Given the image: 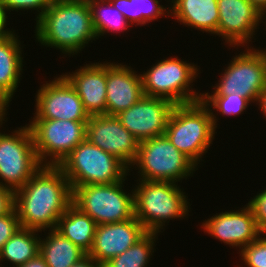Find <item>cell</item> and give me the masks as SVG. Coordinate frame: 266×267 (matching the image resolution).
<instances>
[{
    "label": "cell",
    "mask_w": 266,
    "mask_h": 267,
    "mask_svg": "<svg viewBox=\"0 0 266 267\" xmlns=\"http://www.w3.org/2000/svg\"><path fill=\"white\" fill-rule=\"evenodd\" d=\"M72 204V189L58 166L42 167L15 191L14 207L21 228L46 233ZM46 230V232H45Z\"/></svg>",
    "instance_id": "cell-1"
},
{
    "label": "cell",
    "mask_w": 266,
    "mask_h": 267,
    "mask_svg": "<svg viewBox=\"0 0 266 267\" xmlns=\"http://www.w3.org/2000/svg\"><path fill=\"white\" fill-rule=\"evenodd\" d=\"M35 24L37 43L60 50L62 58L82 53L97 39L87 0H54Z\"/></svg>",
    "instance_id": "cell-2"
},
{
    "label": "cell",
    "mask_w": 266,
    "mask_h": 267,
    "mask_svg": "<svg viewBox=\"0 0 266 267\" xmlns=\"http://www.w3.org/2000/svg\"><path fill=\"white\" fill-rule=\"evenodd\" d=\"M134 181L137 182L133 187L135 218L146 231L160 235L170 220L185 219L192 211L188 194L178 183L140 179Z\"/></svg>",
    "instance_id": "cell-3"
},
{
    "label": "cell",
    "mask_w": 266,
    "mask_h": 267,
    "mask_svg": "<svg viewBox=\"0 0 266 267\" xmlns=\"http://www.w3.org/2000/svg\"><path fill=\"white\" fill-rule=\"evenodd\" d=\"M216 128L209 108L200 100L175 105L165 130L166 137L198 168L203 156L210 151Z\"/></svg>",
    "instance_id": "cell-4"
},
{
    "label": "cell",
    "mask_w": 266,
    "mask_h": 267,
    "mask_svg": "<svg viewBox=\"0 0 266 267\" xmlns=\"http://www.w3.org/2000/svg\"><path fill=\"white\" fill-rule=\"evenodd\" d=\"M157 61L143 73L140 72L145 96L168 99L175 105L202 99V93L193 89L192 84L201 73L196 63L183 61L178 56Z\"/></svg>",
    "instance_id": "cell-5"
},
{
    "label": "cell",
    "mask_w": 266,
    "mask_h": 267,
    "mask_svg": "<svg viewBox=\"0 0 266 267\" xmlns=\"http://www.w3.org/2000/svg\"><path fill=\"white\" fill-rule=\"evenodd\" d=\"M132 169L138 170L135 175L140 180L181 184L182 180L192 177L198 167L164 134L139 142L137 157L129 168V173Z\"/></svg>",
    "instance_id": "cell-6"
},
{
    "label": "cell",
    "mask_w": 266,
    "mask_h": 267,
    "mask_svg": "<svg viewBox=\"0 0 266 267\" xmlns=\"http://www.w3.org/2000/svg\"><path fill=\"white\" fill-rule=\"evenodd\" d=\"M58 167L68 179L71 189L92 184H112L131 175L119 159L87 139L78 144Z\"/></svg>",
    "instance_id": "cell-7"
},
{
    "label": "cell",
    "mask_w": 266,
    "mask_h": 267,
    "mask_svg": "<svg viewBox=\"0 0 266 267\" xmlns=\"http://www.w3.org/2000/svg\"><path fill=\"white\" fill-rule=\"evenodd\" d=\"M127 176L112 184H92L72 189V204L97 225L123 222L135 216L134 188L126 192Z\"/></svg>",
    "instance_id": "cell-8"
},
{
    "label": "cell",
    "mask_w": 266,
    "mask_h": 267,
    "mask_svg": "<svg viewBox=\"0 0 266 267\" xmlns=\"http://www.w3.org/2000/svg\"><path fill=\"white\" fill-rule=\"evenodd\" d=\"M232 56V60L222 70L220 79L212 87V92L202 95L239 94L257 103L259 95L266 88V51L255 46Z\"/></svg>",
    "instance_id": "cell-9"
},
{
    "label": "cell",
    "mask_w": 266,
    "mask_h": 267,
    "mask_svg": "<svg viewBox=\"0 0 266 267\" xmlns=\"http://www.w3.org/2000/svg\"><path fill=\"white\" fill-rule=\"evenodd\" d=\"M8 118L0 125L3 127ZM0 185L14 192L42 167L34 147V139L29 125L12 131L0 129ZM11 132V133H9Z\"/></svg>",
    "instance_id": "cell-10"
},
{
    "label": "cell",
    "mask_w": 266,
    "mask_h": 267,
    "mask_svg": "<svg viewBox=\"0 0 266 267\" xmlns=\"http://www.w3.org/2000/svg\"><path fill=\"white\" fill-rule=\"evenodd\" d=\"M28 123L39 162L58 166L86 139L87 121L30 119Z\"/></svg>",
    "instance_id": "cell-11"
},
{
    "label": "cell",
    "mask_w": 266,
    "mask_h": 267,
    "mask_svg": "<svg viewBox=\"0 0 266 267\" xmlns=\"http://www.w3.org/2000/svg\"><path fill=\"white\" fill-rule=\"evenodd\" d=\"M217 3L219 10L217 36L222 37V41L225 40L223 42L225 46L229 48L237 46L236 50L241 47H252L249 44L256 42L252 40H256L257 29L265 25L266 31V18L248 0H217Z\"/></svg>",
    "instance_id": "cell-12"
},
{
    "label": "cell",
    "mask_w": 266,
    "mask_h": 267,
    "mask_svg": "<svg viewBox=\"0 0 266 267\" xmlns=\"http://www.w3.org/2000/svg\"><path fill=\"white\" fill-rule=\"evenodd\" d=\"M44 82L36 91V110L31 119L89 120L78 93L62 75Z\"/></svg>",
    "instance_id": "cell-13"
},
{
    "label": "cell",
    "mask_w": 266,
    "mask_h": 267,
    "mask_svg": "<svg viewBox=\"0 0 266 267\" xmlns=\"http://www.w3.org/2000/svg\"><path fill=\"white\" fill-rule=\"evenodd\" d=\"M200 228L204 233L239 251L257 240L263 233L259 230L251 207L221 211L203 220Z\"/></svg>",
    "instance_id": "cell-14"
},
{
    "label": "cell",
    "mask_w": 266,
    "mask_h": 267,
    "mask_svg": "<svg viewBox=\"0 0 266 267\" xmlns=\"http://www.w3.org/2000/svg\"><path fill=\"white\" fill-rule=\"evenodd\" d=\"M86 139L115 156L128 169L136 160L139 141L116 116L106 114L89 116Z\"/></svg>",
    "instance_id": "cell-15"
},
{
    "label": "cell",
    "mask_w": 266,
    "mask_h": 267,
    "mask_svg": "<svg viewBox=\"0 0 266 267\" xmlns=\"http://www.w3.org/2000/svg\"><path fill=\"white\" fill-rule=\"evenodd\" d=\"M175 104L164 98L143 96L134 105L116 117L139 141L165 134Z\"/></svg>",
    "instance_id": "cell-16"
},
{
    "label": "cell",
    "mask_w": 266,
    "mask_h": 267,
    "mask_svg": "<svg viewBox=\"0 0 266 267\" xmlns=\"http://www.w3.org/2000/svg\"><path fill=\"white\" fill-rule=\"evenodd\" d=\"M146 232L135 216L123 222L97 225L93 246L88 255L104 265L129 249Z\"/></svg>",
    "instance_id": "cell-17"
},
{
    "label": "cell",
    "mask_w": 266,
    "mask_h": 267,
    "mask_svg": "<svg viewBox=\"0 0 266 267\" xmlns=\"http://www.w3.org/2000/svg\"><path fill=\"white\" fill-rule=\"evenodd\" d=\"M134 69L107 61L106 115L116 116L144 96L141 74Z\"/></svg>",
    "instance_id": "cell-18"
},
{
    "label": "cell",
    "mask_w": 266,
    "mask_h": 267,
    "mask_svg": "<svg viewBox=\"0 0 266 267\" xmlns=\"http://www.w3.org/2000/svg\"><path fill=\"white\" fill-rule=\"evenodd\" d=\"M75 89L84 109L91 115L106 114L107 62L86 63L73 72L61 74Z\"/></svg>",
    "instance_id": "cell-19"
},
{
    "label": "cell",
    "mask_w": 266,
    "mask_h": 267,
    "mask_svg": "<svg viewBox=\"0 0 266 267\" xmlns=\"http://www.w3.org/2000/svg\"><path fill=\"white\" fill-rule=\"evenodd\" d=\"M14 30L0 39V100L8 107L20 86L24 67L23 44ZM22 44V46H21ZM22 47V48H21Z\"/></svg>",
    "instance_id": "cell-20"
},
{
    "label": "cell",
    "mask_w": 266,
    "mask_h": 267,
    "mask_svg": "<svg viewBox=\"0 0 266 267\" xmlns=\"http://www.w3.org/2000/svg\"><path fill=\"white\" fill-rule=\"evenodd\" d=\"M170 16L180 25L211 36L217 35V0H170Z\"/></svg>",
    "instance_id": "cell-21"
},
{
    "label": "cell",
    "mask_w": 266,
    "mask_h": 267,
    "mask_svg": "<svg viewBox=\"0 0 266 267\" xmlns=\"http://www.w3.org/2000/svg\"><path fill=\"white\" fill-rule=\"evenodd\" d=\"M96 222L71 204L58 219L56 230L86 254L93 246Z\"/></svg>",
    "instance_id": "cell-22"
},
{
    "label": "cell",
    "mask_w": 266,
    "mask_h": 267,
    "mask_svg": "<svg viewBox=\"0 0 266 267\" xmlns=\"http://www.w3.org/2000/svg\"><path fill=\"white\" fill-rule=\"evenodd\" d=\"M40 237V252L48 267H71L86 253L56 229Z\"/></svg>",
    "instance_id": "cell-23"
},
{
    "label": "cell",
    "mask_w": 266,
    "mask_h": 267,
    "mask_svg": "<svg viewBox=\"0 0 266 267\" xmlns=\"http://www.w3.org/2000/svg\"><path fill=\"white\" fill-rule=\"evenodd\" d=\"M40 231L19 228L0 250V267L8 261L11 267H19L40 252Z\"/></svg>",
    "instance_id": "cell-24"
},
{
    "label": "cell",
    "mask_w": 266,
    "mask_h": 267,
    "mask_svg": "<svg viewBox=\"0 0 266 267\" xmlns=\"http://www.w3.org/2000/svg\"><path fill=\"white\" fill-rule=\"evenodd\" d=\"M112 5L118 9L127 22L133 27L134 26H145L146 24L152 23L155 20H161L163 16H170V0L169 5H162V0H109Z\"/></svg>",
    "instance_id": "cell-25"
},
{
    "label": "cell",
    "mask_w": 266,
    "mask_h": 267,
    "mask_svg": "<svg viewBox=\"0 0 266 267\" xmlns=\"http://www.w3.org/2000/svg\"><path fill=\"white\" fill-rule=\"evenodd\" d=\"M87 2L97 40L109 32L127 33L131 30L132 26L109 0H87Z\"/></svg>",
    "instance_id": "cell-26"
},
{
    "label": "cell",
    "mask_w": 266,
    "mask_h": 267,
    "mask_svg": "<svg viewBox=\"0 0 266 267\" xmlns=\"http://www.w3.org/2000/svg\"><path fill=\"white\" fill-rule=\"evenodd\" d=\"M158 236V233L147 231L134 245L110 259L103 267H149Z\"/></svg>",
    "instance_id": "cell-27"
},
{
    "label": "cell",
    "mask_w": 266,
    "mask_h": 267,
    "mask_svg": "<svg viewBox=\"0 0 266 267\" xmlns=\"http://www.w3.org/2000/svg\"><path fill=\"white\" fill-rule=\"evenodd\" d=\"M201 101L209 108L216 129H218L219 125L217 122L220 120L219 116L217 117L218 113L219 115H223V117L239 116L246 109L248 110V107L252 103L248 98L242 97L239 94L202 95Z\"/></svg>",
    "instance_id": "cell-28"
},
{
    "label": "cell",
    "mask_w": 266,
    "mask_h": 267,
    "mask_svg": "<svg viewBox=\"0 0 266 267\" xmlns=\"http://www.w3.org/2000/svg\"><path fill=\"white\" fill-rule=\"evenodd\" d=\"M264 236V237H263ZM266 235L243 247L238 254L247 267H266Z\"/></svg>",
    "instance_id": "cell-29"
},
{
    "label": "cell",
    "mask_w": 266,
    "mask_h": 267,
    "mask_svg": "<svg viewBox=\"0 0 266 267\" xmlns=\"http://www.w3.org/2000/svg\"><path fill=\"white\" fill-rule=\"evenodd\" d=\"M54 0H0V4L5 10L6 14L10 12L19 11H35L36 17L34 20H38L44 12L51 6ZM9 12V13H8Z\"/></svg>",
    "instance_id": "cell-30"
},
{
    "label": "cell",
    "mask_w": 266,
    "mask_h": 267,
    "mask_svg": "<svg viewBox=\"0 0 266 267\" xmlns=\"http://www.w3.org/2000/svg\"><path fill=\"white\" fill-rule=\"evenodd\" d=\"M21 228L15 207L3 216H0V250L3 245Z\"/></svg>",
    "instance_id": "cell-31"
},
{
    "label": "cell",
    "mask_w": 266,
    "mask_h": 267,
    "mask_svg": "<svg viewBox=\"0 0 266 267\" xmlns=\"http://www.w3.org/2000/svg\"><path fill=\"white\" fill-rule=\"evenodd\" d=\"M255 216L259 230L266 235V187L247 203Z\"/></svg>",
    "instance_id": "cell-32"
},
{
    "label": "cell",
    "mask_w": 266,
    "mask_h": 267,
    "mask_svg": "<svg viewBox=\"0 0 266 267\" xmlns=\"http://www.w3.org/2000/svg\"><path fill=\"white\" fill-rule=\"evenodd\" d=\"M15 192L0 185V216L8 214L14 208Z\"/></svg>",
    "instance_id": "cell-33"
},
{
    "label": "cell",
    "mask_w": 266,
    "mask_h": 267,
    "mask_svg": "<svg viewBox=\"0 0 266 267\" xmlns=\"http://www.w3.org/2000/svg\"><path fill=\"white\" fill-rule=\"evenodd\" d=\"M8 17L9 16L6 14L5 10L0 4V39L6 37L7 35H9L14 31L13 28L10 30V28H8L7 26L10 25V21L7 20L9 19Z\"/></svg>",
    "instance_id": "cell-34"
},
{
    "label": "cell",
    "mask_w": 266,
    "mask_h": 267,
    "mask_svg": "<svg viewBox=\"0 0 266 267\" xmlns=\"http://www.w3.org/2000/svg\"><path fill=\"white\" fill-rule=\"evenodd\" d=\"M71 267H103V265L99 264L91 256L86 254L83 258H81Z\"/></svg>",
    "instance_id": "cell-35"
},
{
    "label": "cell",
    "mask_w": 266,
    "mask_h": 267,
    "mask_svg": "<svg viewBox=\"0 0 266 267\" xmlns=\"http://www.w3.org/2000/svg\"><path fill=\"white\" fill-rule=\"evenodd\" d=\"M19 267H48V266L44 261L43 257L40 254H38L36 257L32 258L24 265H21Z\"/></svg>",
    "instance_id": "cell-36"
},
{
    "label": "cell",
    "mask_w": 266,
    "mask_h": 267,
    "mask_svg": "<svg viewBox=\"0 0 266 267\" xmlns=\"http://www.w3.org/2000/svg\"><path fill=\"white\" fill-rule=\"evenodd\" d=\"M259 107L260 112L263 113V117L266 118V88L259 95L256 103Z\"/></svg>",
    "instance_id": "cell-37"
},
{
    "label": "cell",
    "mask_w": 266,
    "mask_h": 267,
    "mask_svg": "<svg viewBox=\"0 0 266 267\" xmlns=\"http://www.w3.org/2000/svg\"><path fill=\"white\" fill-rule=\"evenodd\" d=\"M266 18V0H248Z\"/></svg>",
    "instance_id": "cell-38"
},
{
    "label": "cell",
    "mask_w": 266,
    "mask_h": 267,
    "mask_svg": "<svg viewBox=\"0 0 266 267\" xmlns=\"http://www.w3.org/2000/svg\"><path fill=\"white\" fill-rule=\"evenodd\" d=\"M7 110H9L8 106L0 100V125L5 121V119L8 118L7 117L8 111Z\"/></svg>",
    "instance_id": "cell-39"
}]
</instances>
